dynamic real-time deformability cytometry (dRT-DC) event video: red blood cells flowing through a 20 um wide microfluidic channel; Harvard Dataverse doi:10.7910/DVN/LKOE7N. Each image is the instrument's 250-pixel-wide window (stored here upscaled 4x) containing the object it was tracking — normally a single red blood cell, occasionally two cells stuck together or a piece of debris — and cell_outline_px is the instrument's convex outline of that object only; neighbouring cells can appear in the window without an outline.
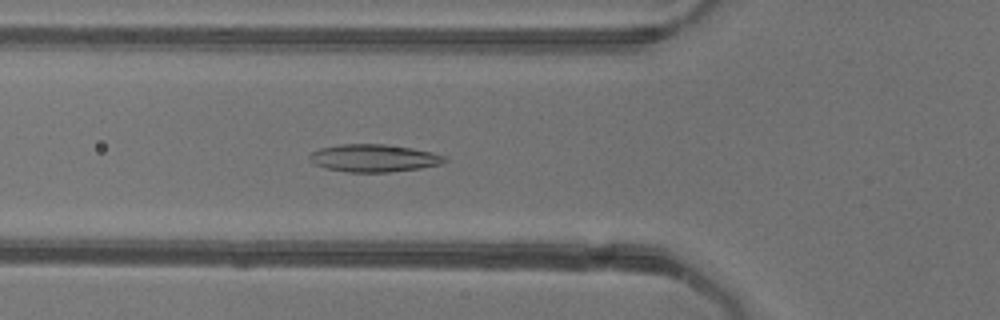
{"species": "common noctule bat (a hibernating species)", "species_latin": "Nyctalus noctula", "temperature_condition": "warm", "stored_images_in_passage": 42, "camera_frame_rate_fps": 3000, "um_per_image_px": 0.085, "animal": {"sex": "female"}, "frame": {"image": 1, "passage_image": 10, "time_ms": 3.0, "image_size_px": [1000, 320], "cell_outline_px": [[448, 160], [440, 164], [420, 168], [388, 172], [348, 172], [324, 168], [312, 164], [308, 160], [308, 156], [312, 152], [320, 148], [340, 144], [384, 144], [412, 148], [432, 152], [448, 156]], "centroid_in_image_um": [31.75, 13.44], "position_along_channel_um": 94.0, "area_um2": 21.91}}
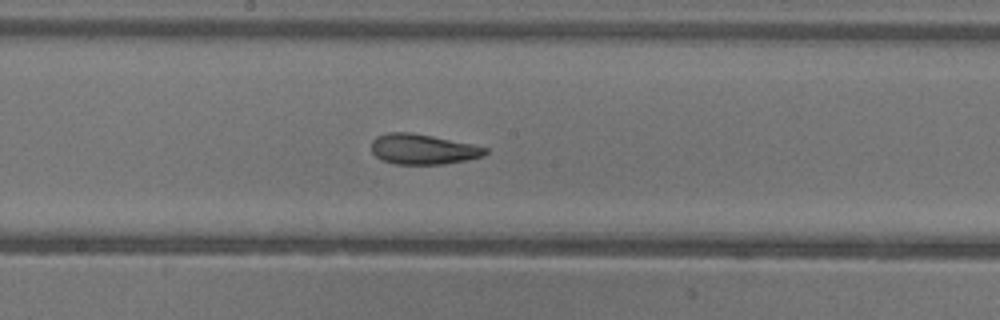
{"frame": {"image": 2, "passage_image": 19, "time_ms": 6.0, "image_size_px": [1000, 320], "cell_outline_px": [[488, 152], [484, 156], [468, 160], [444, 164], [396, 164], [380, 160], [372, 152], [372, 140], [376, 136], [388, 132], [412, 132], [472, 144], [488, 148]], "centroid_in_image_um": [35.95, 12.68], "position_along_channel_um": 212.3, "area_um2": 20.23}}
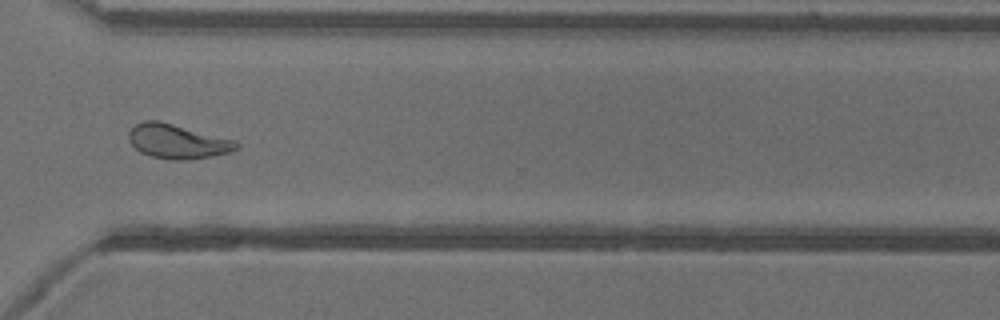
{"frame": {"image": 3, "passage_image": 30, "time_ms": 9.667, "image_size_px": [1000, 320], "cell_outline_px": [[240, 148], [228, 152], [188, 160], [168, 160], [152, 156], [140, 152], [128, 140], [128, 132], [136, 124], [144, 120], [160, 120], [236, 140], [240, 144]], "centroid_in_image_um": [15.08, 12.01], "position_along_channel_um": 355.5, "area_um2": 21.68}, "authors_computed_cell_mechanics": {"area_um2": 20.23, "velocity_mm_per_s": 3.9189, "shape_relaxation_time_tau1_ms": null, "shape_relaxation_time_tau2_ms": 2.0015, "deformation_change_tau1": null, "deformation_change_tau2": 0.0865}}